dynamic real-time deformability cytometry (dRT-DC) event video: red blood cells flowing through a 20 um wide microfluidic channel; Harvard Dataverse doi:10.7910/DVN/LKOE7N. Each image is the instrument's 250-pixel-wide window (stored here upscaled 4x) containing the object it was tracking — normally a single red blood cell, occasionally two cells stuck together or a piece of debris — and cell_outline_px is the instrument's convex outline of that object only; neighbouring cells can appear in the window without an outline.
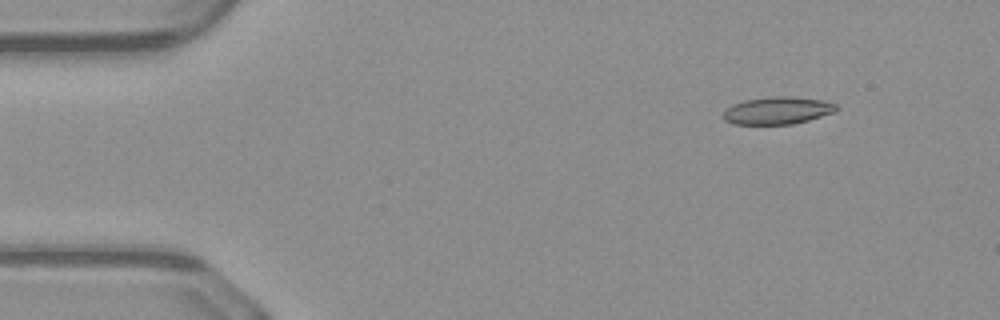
{"species": "common noctule bat (a hibernating species)", "species_latin": "Nyctalus noctula", "temperature_condition": "warm", "stored_images_in_passage": 45, "camera_frame_rate_fps": 3000, "um_per_image_px": 0.085, "animal": {"sex": "male", "body_mass_g": 23.1, "forearm_length_mm": 52.7}, "frame": {"image": 1, "passage_image": 1, "time_ms": 0.0, "image_size_px": [1000, 320], "cell_outline_px": [[840, 108], [836, 112], [808, 120], [792, 124], [732, 124], [724, 120], [724, 108], [732, 104], [744, 100], [772, 96], [792, 96], [824, 100], [836, 104]], "centroid_in_image_um": [66.1, 9.38], "position_along_channel_um": 18.9, "area_um2": 18.32}}
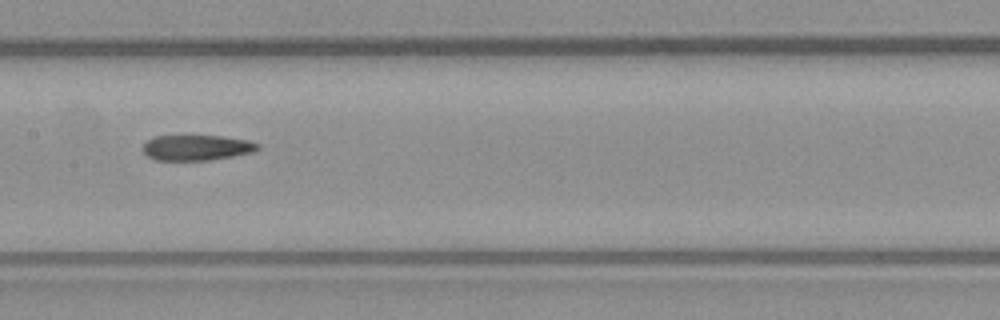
{"frame": {"image": 2, "passage_image": 20, "time_ms": 6.333, "image_size_px": [1000, 320], "cell_outline_px": [[260, 148], [252, 152], [212, 160], [156, 160], [148, 156], [144, 152], [144, 144], [152, 136], [224, 136], [248, 140], [260, 144]], "centroid_in_image_um": [16.74, 12.54], "position_along_channel_um": 190.7, "area_um2": 16.99}}
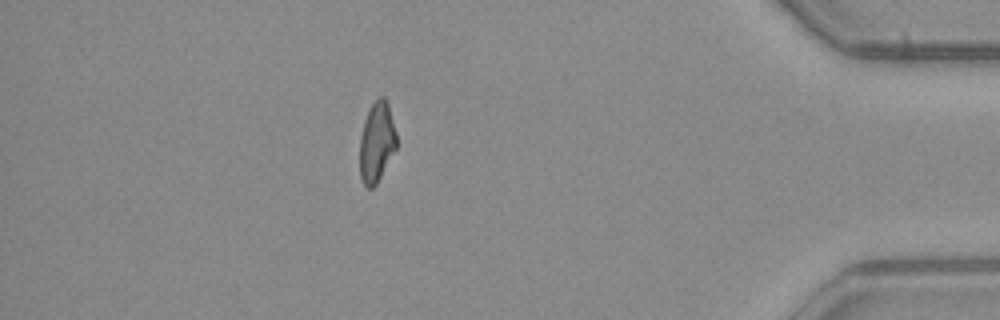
{"frame": {"image": 3, "passage_image": 39, "time_ms": 12.667, "image_size_px": [1000, 320], "cell_outline_px": [[396, 148], [376, 184], [372, 188], [364, 188], [360, 180], [360, 136], [364, 120], [368, 108], [380, 96], [384, 96], [388, 104], [396, 132]], "centroid_in_image_um": [31.99, 12.09], "position_along_channel_um": 403.2, "area_um2": 17.22}, "authors_computed_cell_mechanics": {"area_um2": 18.207, "velocity_mm_per_s": 4.1374, "shape_relaxation_time_tau1_ms": null, "shape_relaxation_time_tau2_ms": 5.197, "deformation_change_tau1": null, "deformation_change_tau2": 0.1507}}